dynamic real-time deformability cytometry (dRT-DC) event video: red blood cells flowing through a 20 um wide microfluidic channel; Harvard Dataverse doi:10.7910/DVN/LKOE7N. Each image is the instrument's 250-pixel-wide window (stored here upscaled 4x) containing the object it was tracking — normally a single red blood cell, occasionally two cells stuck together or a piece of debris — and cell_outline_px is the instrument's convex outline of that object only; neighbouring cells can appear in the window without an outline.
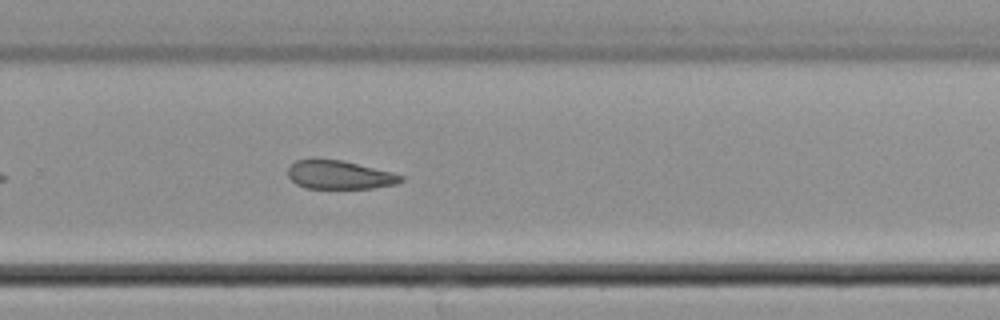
{"species": "common noctule bat (a hibernating species)", "species_latin": "Nyctalus noctula", "temperature_condition": "cold", "stored_images_in_passage": 7, "camera_frame_rate_fps": 3000, "um_per_image_px": 0.085, "animal": {"sex": "male", "body_mass_g": 21.5, "forearm_length_mm": 52.0}, "frame": {"image": 1, "passage_image": 7, "time_ms": 2.0, "image_size_px": [1000, 320], "cell_outline_px": [[404, 180], [396, 184], [372, 188], [304, 188], [296, 184], [288, 176], [288, 168], [296, 160], [340, 160], [392, 172], [404, 176]], "centroid_in_image_um": [28.87, 14.88], "position_along_channel_um": 300.9, "area_um2": 18.5}}